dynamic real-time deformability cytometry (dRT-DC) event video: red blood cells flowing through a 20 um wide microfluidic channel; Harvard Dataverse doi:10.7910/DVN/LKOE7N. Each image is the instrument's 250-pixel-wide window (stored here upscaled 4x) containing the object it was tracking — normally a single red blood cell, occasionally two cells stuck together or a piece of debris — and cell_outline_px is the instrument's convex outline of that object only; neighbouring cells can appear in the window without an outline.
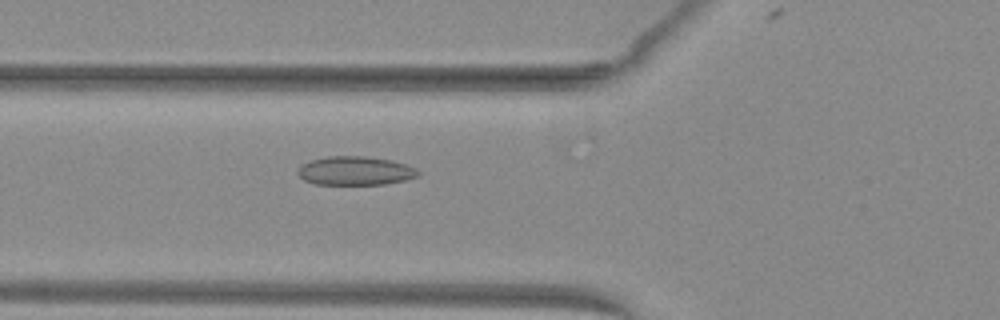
{"species": "common noctule bat (a hibernating species)", "species_latin": "Nyctalus noctula", "temperature_condition": "warm", "stored_images_in_passage": 35, "camera_frame_rate_fps": 3000, "um_per_image_px": 0.085, "animal": {"sex": "female", "body_mass_g": 29.2, "forearm_length_mm": 56.3}, "frame": {"image": 1, "passage_image": 7, "time_ms": 2.0, "image_size_px": [1000, 320], "cell_outline_px": [[420, 176], [408, 180], [384, 184], [312, 184], [304, 180], [296, 172], [304, 164], [312, 160], [328, 156], [368, 156], [392, 160], [416, 168], [420, 172]], "centroid_in_image_um": [30.25, 14.52], "position_along_channel_um": 95.6, "area_um2": 20.23}}
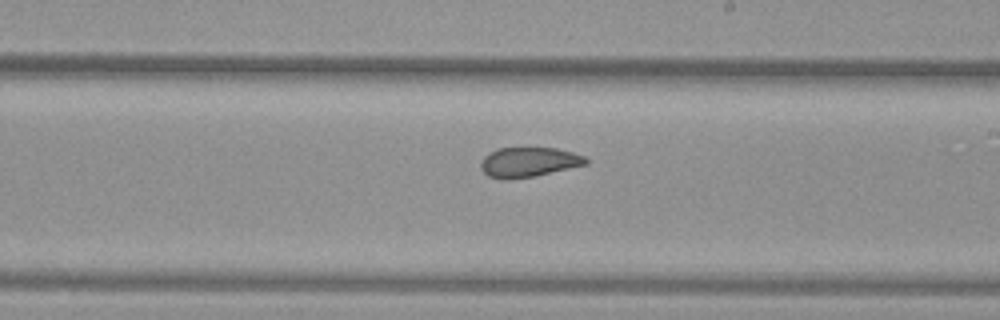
{"frame": {"image": 2, "passage_image": 18, "time_ms": 5.667, "image_size_px": [1000, 320], "cell_outline_px": [[588, 164], [536, 176], [508, 180], [504, 180], [488, 176], [480, 168], [480, 164], [484, 156], [488, 152], [496, 148], [556, 148], [572, 152], [584, 156], [588, 160]], "centroid_in_image_um": [44.91, 13.79], "position_along_channel_um": 244.1, "area_um2": 18.44}}
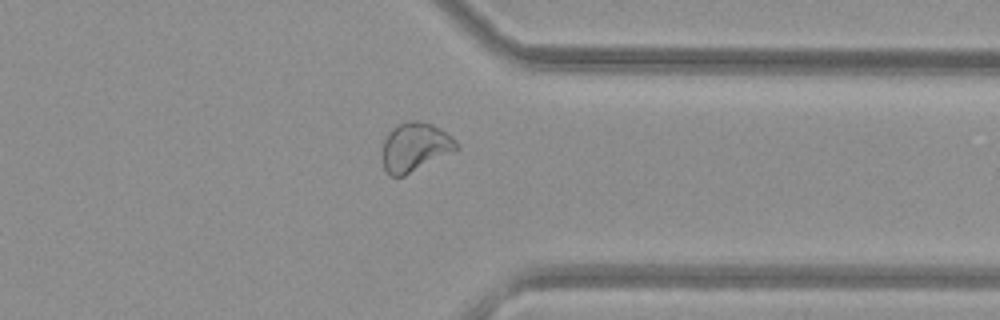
{"frame": {"image": 3, "passage_image": 28, "time_ms": 9.0, "image_size_px": [1000, 320], "cell_outline_px": [[456, 148], [404, 176], [388, 176], [384, 168], [384, 140], [388, 132], [392, 128], [408, 120], [416, 120], [432, 124], [440, 128], [456, 140]], "centroid_in_image_um": [35.23, 12.47], "position_along_channel_um": 376.2, "area_um2": 20.35}}